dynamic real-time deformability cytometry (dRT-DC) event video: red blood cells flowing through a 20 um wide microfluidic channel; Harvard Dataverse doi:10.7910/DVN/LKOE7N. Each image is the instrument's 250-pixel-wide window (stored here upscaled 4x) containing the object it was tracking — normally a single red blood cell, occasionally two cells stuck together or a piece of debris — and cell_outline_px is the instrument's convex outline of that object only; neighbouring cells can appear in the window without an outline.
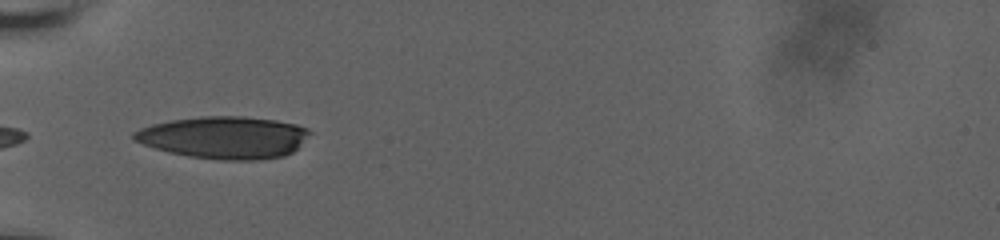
{"species": "human", "species_latin": "Homo sapiens", "temperature_condition": "room temperature", "stored_images_in_passage": 3, "camera_frame_rate_fps": 3000, "um_per_image_px": 0.085, "donor": {"sex": "male"}, "frame": {"image": 1, "passage_image": 1, "time_ms": 0.0, "image_size_px": [1000, 240], "cell_outline_px": [[312, 132], [292, 152], [284, 156], [256, 160], [220, 160], [188, 156], [168, 152], [132, 140], [132, 132], [140, 128], [152, 124], [172, 120], [200, 116], [244, 116], [276, 120], [296, 124], [308, 128]], "centroid_in_image_um": [19.04, 11.68], "position_along_channel_um": 66.0, "area_um2": 43.35}}